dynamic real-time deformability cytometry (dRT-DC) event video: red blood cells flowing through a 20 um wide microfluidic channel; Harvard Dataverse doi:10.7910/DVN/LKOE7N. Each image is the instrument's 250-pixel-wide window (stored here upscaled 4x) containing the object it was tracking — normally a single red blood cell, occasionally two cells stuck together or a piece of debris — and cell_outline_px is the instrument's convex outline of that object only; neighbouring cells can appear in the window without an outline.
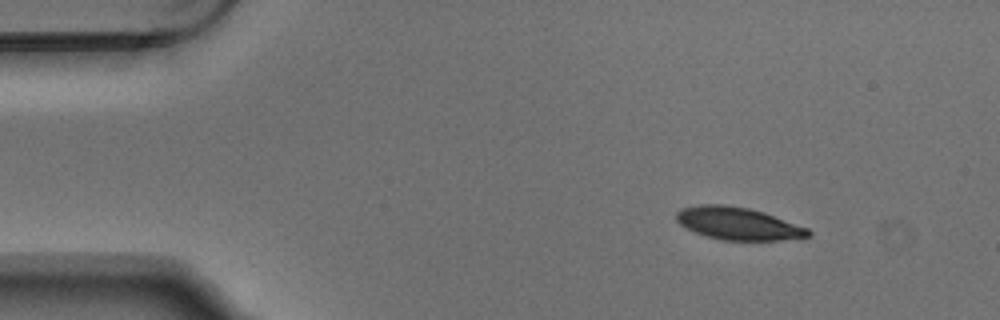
{"species": "Egyptian fruit bat (a non-hibernating species)", "species_latin": "Rousettus aegyptiacus", "temperature_condition": "warm", "stored_images_in_passage": 3, "camera_frame_rate_fps": 3000, "um_per_image_px": 0.085, "animal": {"sex": "male"}, "frame": {"image": 1, "passage_image": 1, "time_ms": 0.0, "image_size_px": [1000, 320], "cell_outline_px": [[812, 236], [800, 240], [720, 240], [704, 236], [680, 224], [676, 220], [676, 212], [680, 208], [700, 204], [724, 204], [748, 208], [764, 212], [808, 228], [812, 232]], "centroid_in_image_um": [62.79, 19.01], "position_along_channel_um": 22.2, "area_um2": 25.37}}